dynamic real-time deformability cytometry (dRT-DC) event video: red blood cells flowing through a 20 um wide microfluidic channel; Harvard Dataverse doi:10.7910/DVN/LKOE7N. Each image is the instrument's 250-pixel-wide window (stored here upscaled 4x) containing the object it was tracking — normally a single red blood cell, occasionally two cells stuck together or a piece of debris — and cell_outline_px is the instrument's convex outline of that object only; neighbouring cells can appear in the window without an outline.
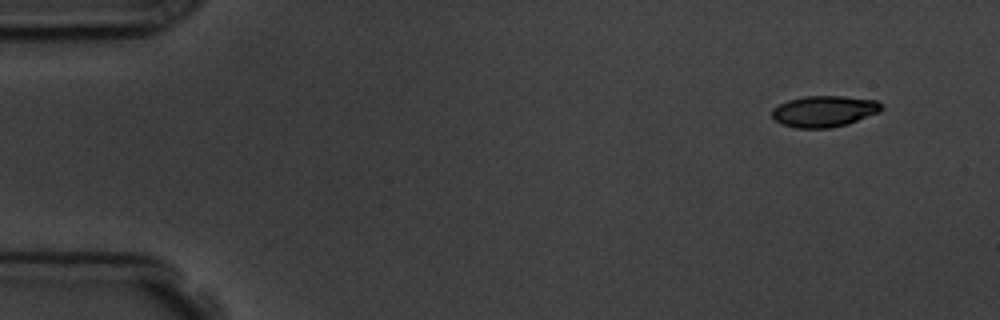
{"species": "common noctule bat (a hibernating species)", "species_latin": "Nyctalus noctula", "temperature_condition": "room temperature", "stored_images_in_passage": 5, "segment_of_instrument_passage": [2, 2], "camera_frame_rate_fps": 3000, "um_per_image_px": 0.085, "animal": {"sex": "male", "body_mass_g": 19.5, "forearm_length_mm": 54.6}, "frame": {"image": 1, "passage_image": 5, "time_ms": 4.667, "image_size_px": [1000, 320], "cell_outline_px": [[884, 108], [880, 112], [848, 124], [828, 128], [796, 128], [780, 124], [772, 116], [772, 108], [788, 100], [804, 96], [844, 96], [876, 100]], "centroid_in_image_um": [70.06, 9.46], "position_along_channel_um": 14.9, "area_um2": 20.0}}